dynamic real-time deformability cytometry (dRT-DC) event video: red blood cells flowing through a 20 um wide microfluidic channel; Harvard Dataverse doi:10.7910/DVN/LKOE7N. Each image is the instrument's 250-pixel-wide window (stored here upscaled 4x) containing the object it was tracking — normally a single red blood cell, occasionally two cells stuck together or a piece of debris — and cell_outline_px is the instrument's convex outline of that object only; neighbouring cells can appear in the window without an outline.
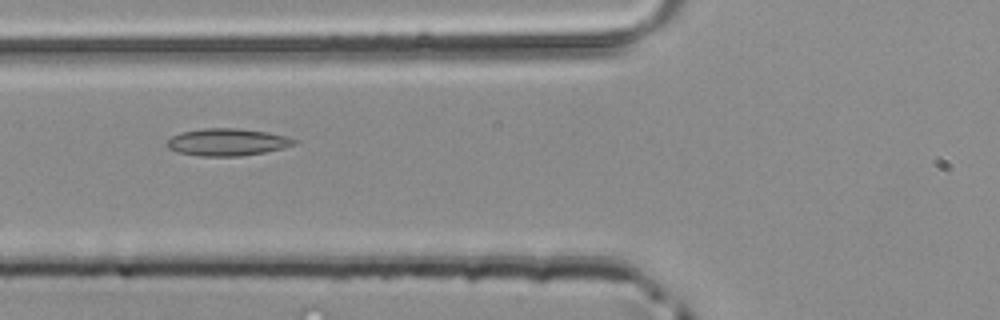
{"species": "common noctule bat (a hibernating species)", "species_latin": "Nyctalus noctula", "temperature_condition": "room temperature", "stored_images_in_passage": 29, "camera_frame_rate_fps": 3000, "um_per_image_px": 0.085, "animal": {"sex": "male", "body_mass_g": 20.4}, "frame": {"image": 1, "passage_image": 5, "time_ms": 1.333, "image_size_px": [1000, 320], "cell_outline_px": [[296, 144], [284, 148], [264, 152], [240, 156], [200, 156], [176, 152], [168, 148], [164, 144], [172, 136], [180, 132], [204, 128], [236, 128], [268, 132], [284, 136], [296, 140]], "centroid_in_image_um": [19.27, 12.08], "position_along_channel_um": 106.5, "area_um2": 20.23}}
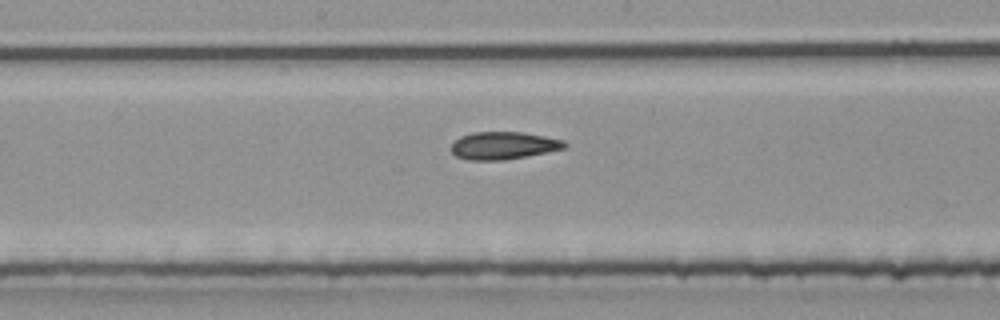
{"frame": {"image": 2, "passage_image": 12, "time_ms": 3.667, "image_size_px": [1000, 320], "cell_outline_px": [[568, 144], [564, 148], [504, 160], [468, 160], [456, 156], [448, 148], [460, 136], [472, 132], [524, 132], [564, 140]], "centroid_in_image_um": [42.74, 12.36], "position_along_channel_um": 205.5, "area_um2": 18.15}}
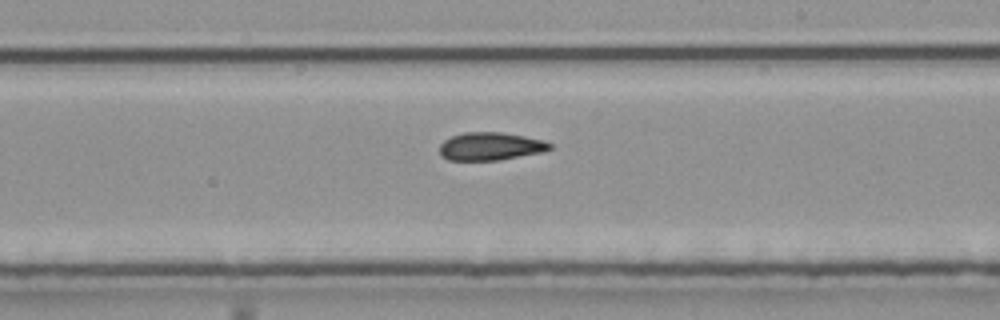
{"frame": {"image": 3, "passage_image": 15, "time_ms": 4.667, "image_size_px": [1000, 320], "cell_outline_px": [[552, 148], [544, 152], [500, 160], [448, 160], [440, 156], [440, 144], [444, 140], [452, 136], [464, 132], [500, 132], [524, 136], [544, 140], [552, 144]], "centroid_in_image_um": [41.7, 12.44], "position_along_channel_um": 247.3, "area_um2": 18.09}}